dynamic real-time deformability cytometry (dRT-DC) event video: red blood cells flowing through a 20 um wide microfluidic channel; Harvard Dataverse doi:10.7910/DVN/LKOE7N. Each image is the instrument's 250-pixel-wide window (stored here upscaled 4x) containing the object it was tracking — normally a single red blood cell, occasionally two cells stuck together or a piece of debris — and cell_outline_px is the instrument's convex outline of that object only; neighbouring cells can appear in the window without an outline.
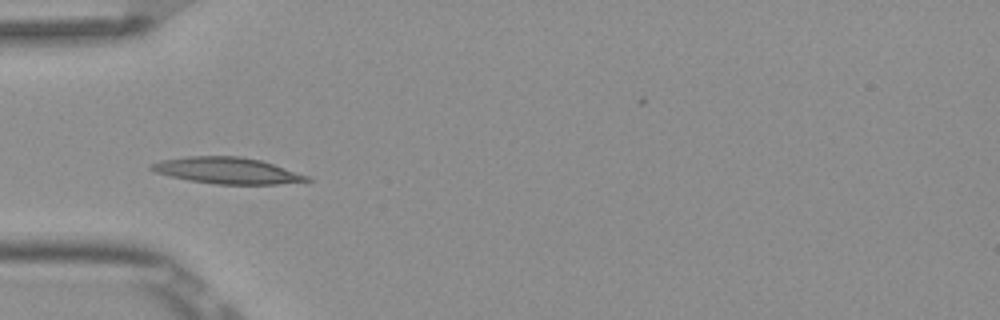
{"species": "Egyptian fruit bat (a non-hibernating species)", "species_latin": "Rousettus aegyptiacus", "temperature_condition": "room temperature", "stored_images_in_passage": 7, "camera_frame_rate_fps": 3000, "um_per_image_px": 0.085, "frame": {"image": 1, "passage_image": 4, "time_ms": 1.0, "image_size_px": [1000, 320], "cell_outline_px": [[312, 180], [276, 184], [216, 184], [188, 180], [156, 172], [148, 168], [148, 164], [160, 160], [188, 156], [240, 156], [260, 160], [308, 176]], "centroid_in_image_um": [19.23, 14.49], "position_along_channel_um": 65.8, "area_um2": 23.58}}
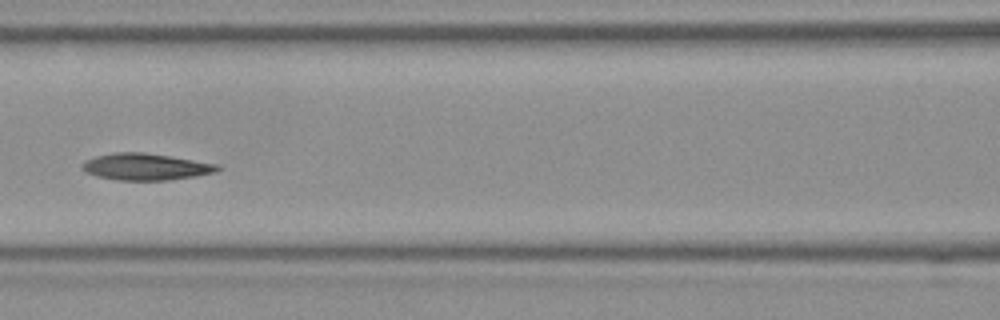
{"frame": {"image": 2, "passage_image": 6, "time_ms": 1.667, "image_size_px": [1000, 320], "cell_outline_px": [[224, 168], [216, 172], [196, 176], [168, 180], [116, 180], [96, 176], [84, 172], [80, 168], [80, 164], [84, 160], [96, 156], [112, 152], [144, 152], [220, 164]], "centroid_in_image_um": [12.37, 14.17], "position_along_channel_um": 154.2, "area_um2": 21.44}}
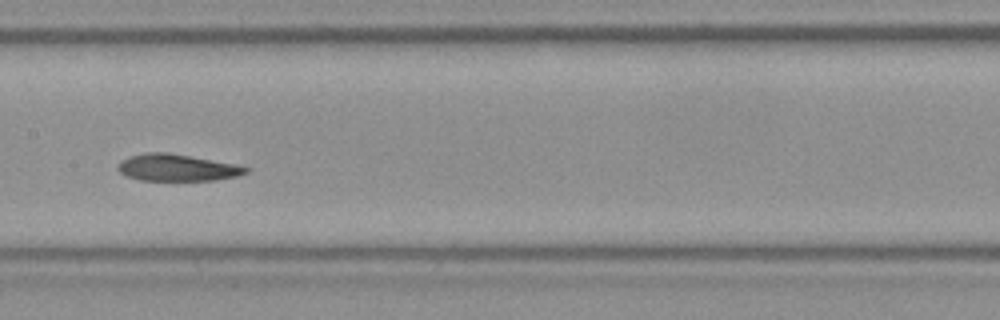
{"frame": {"image": 3, "passage_image": 7, "time_ms": 2.0, "image_size_px": [1000, 320], "cell_outline_px": [[252, 168], [248, 172], [236, 176], [216, 180], [140, 180], [128, 176], [120, 172], [116, 168], [116, 164], [120, 160], [128, 156], [148, 152], [168, 152], [236, 164]], "centroid_in_image_um": [15.03, 14.24], "position_along_channel_um": 192.4, "area_um2": 20.11}}